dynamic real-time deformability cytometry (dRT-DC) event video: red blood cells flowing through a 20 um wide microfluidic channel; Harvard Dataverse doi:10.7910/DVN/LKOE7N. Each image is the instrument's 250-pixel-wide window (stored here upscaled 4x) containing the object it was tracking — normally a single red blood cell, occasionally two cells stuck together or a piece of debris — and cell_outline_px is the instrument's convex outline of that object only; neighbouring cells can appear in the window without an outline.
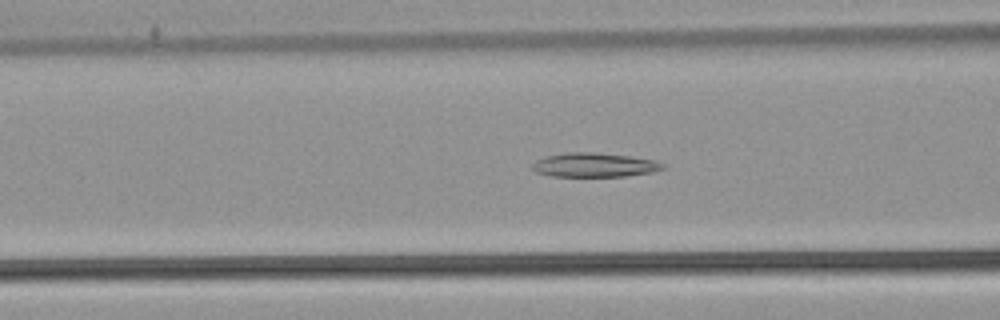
{"species": "common noctule bat (a hibernating species)", "species_latin": "Nyctalus noctula", "temperature_condition": "warm", "stored_images_in_passage": 48, "camera_frame_rate_fps": 3000, "um_per_image_px": 0.085, "animal": {"sex": "male", "body_mass_g": 21.5, "forearm_length_mm": 52.0}, "frame": {"image": 1, "passage_image": 16, "time_ms": 5.0, "image_size_px": [1000, 320], "cell_outline_px": [[664, 168], [652, 172], [624, 176], [552, 176], [536, 172], [532, 168], [532, 164], [536, 160], [544, 156], [568, 152], [596, 152], [628, 156], [652, 160], [664, 164]], "centroid_in_image_um": [50.47, 14.01], "position_along_channel_um": 116.1, "area_um2": 18.21}}
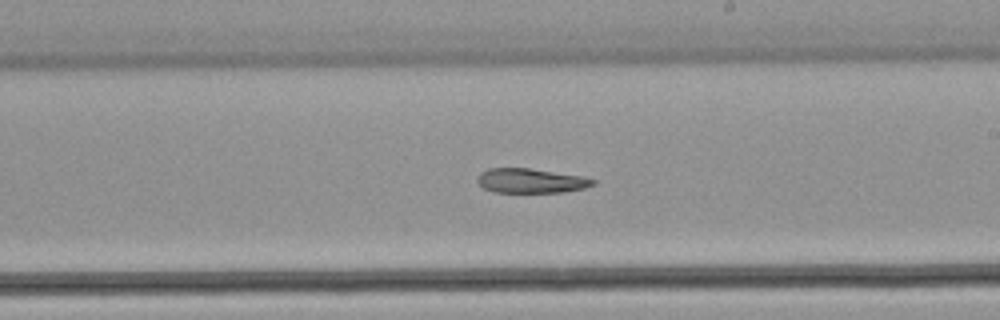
{"frame": {"image": 2, "passage_image": 26, "time_ms": 8.333, "image_size_px": [1000, 320], "cell_outline_px": [[596, 184], [584, 188], [564, 192], [492, 192], [484, 188], [476, 180], [476, 176], [480, 172], [488, 168], [528, 168], [584, 176], [596, 180]], "centroid_in_image_um": [45.12, 15.36], "position_along_channel_um": 243.9, "area_um2": 16.65}}
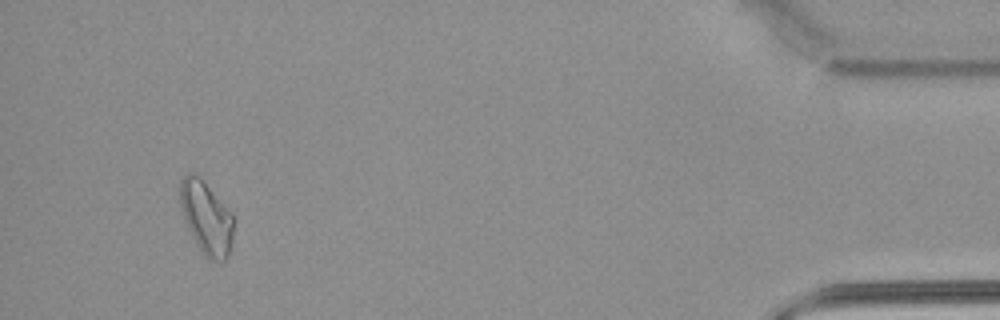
{"frame": {"image": 3, "passage_image": 45, "time_ms": 14.667, "image_size_px": [1000, 320], "cell_outline_px": [[232, 248], [224, 264], [220, 264], [208, 260], [204, 256], [196, 244], [184, 220], [180, 204], [180, 180], [188, 172], [192, 172], [200, 176], [232, 212]], "centroid_in_image_um": [17.54, 18.55], "position_along_channel_um": 417.7, "area_um2": 23.24}, "authors_computed_cell_mechanics": {"area_um2": 19.1029, "velocity_mm_per_s": 3.8346, "shape_relaxation_time_tau1_ms": null, "shape_relaxation_time_tau2_ms": 9.5999, "deformation_change_tau1": null, "deformation_change_tau2": 0.1853}}